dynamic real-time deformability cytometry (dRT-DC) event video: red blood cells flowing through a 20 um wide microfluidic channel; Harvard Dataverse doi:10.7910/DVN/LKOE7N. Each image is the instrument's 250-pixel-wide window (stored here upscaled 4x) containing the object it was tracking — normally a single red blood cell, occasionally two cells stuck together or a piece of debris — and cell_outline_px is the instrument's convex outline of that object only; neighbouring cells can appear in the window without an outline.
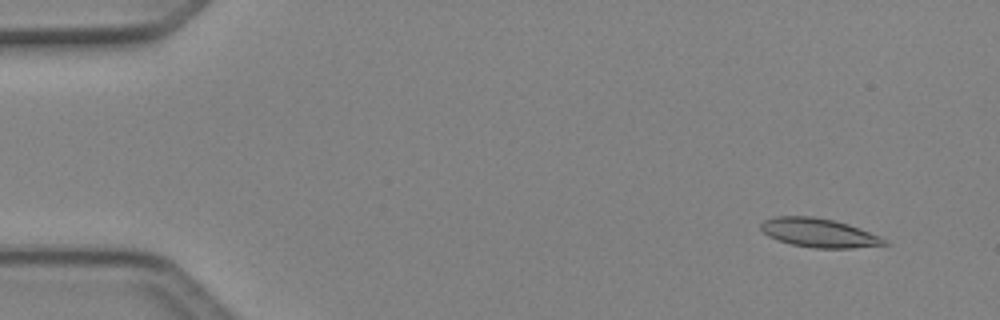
{"species": "Egyptian fruit bat (a non-hibernating species)", "species_latin": "Rousettus aegyptiacus", "temperature_condition": "cold", "stored_images_in_passage": 5, "camera_frame_rate_fps": 3000, "um_per_image_px": 0.085, "animal": {"sex": "female"}, "frame": {"image": 1, "passage_image": 2, "time_ms": 0.333, "image_size_px": [1000, 320], "cell_outline_px": [[892, 244], [852, 248], [812, 248], [792, 244], [776, 240], [768, 236], [760, 228], [760, 224], [764, 220], [776, 216], [812, 216], [836, 220], [860, 228], [880, 236], [888, 240]], "centroid_in_image_um": [69.64, 19.79], "position_along_channel_um": 15.4, "area_um2": 21.04}}
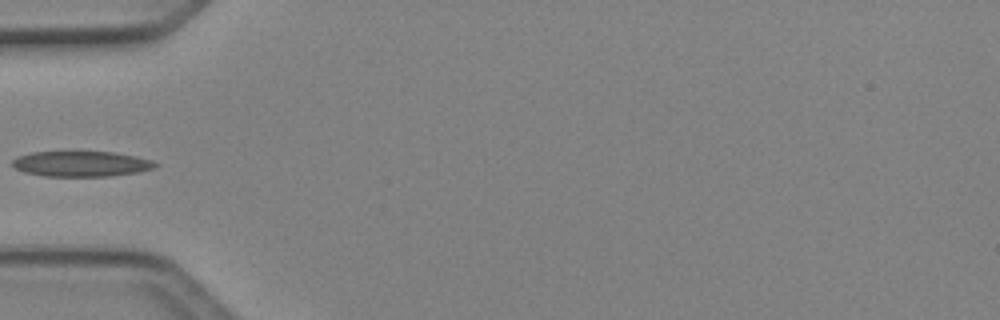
{"frame": {"image": 2, "passage_image": 5, "time_ms": 1.333, "image_size_px": [1000, 320], "cell_outline_px": [[160, 164], [156, 168], [140, 172], [112, 176], [44, 176], [24, 172], [16, 168], [12, 164], [12, 160], [16, 156], [32, 152], [68, 148], [112, 152], [136, 156], [152, 160]], "centroid_in_image_um": [6.9, 13.87], "position_along_channel_um": 78.1, "area_um2": 22.48}}